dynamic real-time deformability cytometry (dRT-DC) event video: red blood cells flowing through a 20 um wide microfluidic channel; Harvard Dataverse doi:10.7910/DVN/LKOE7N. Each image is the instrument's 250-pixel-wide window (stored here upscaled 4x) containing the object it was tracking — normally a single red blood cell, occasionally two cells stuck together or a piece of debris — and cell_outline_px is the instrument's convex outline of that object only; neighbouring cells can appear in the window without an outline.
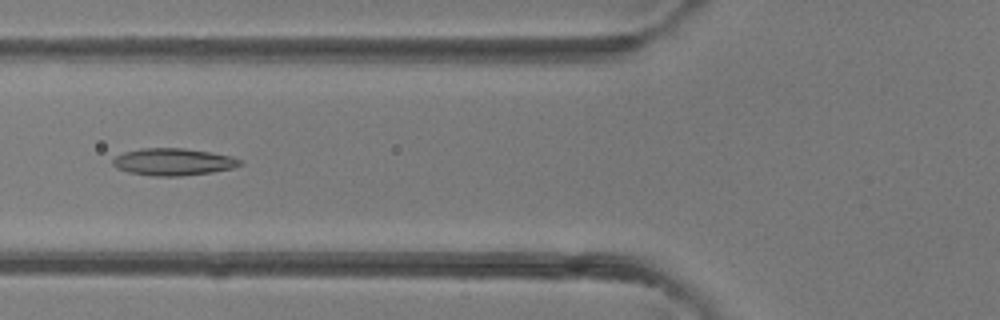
{"species": "common noctule bat (a hibernating species)", "species_latin": "Nyctalus noctula", "temperature_condition": "room temperature", "stored_images_in_passage": 41, "camera_frame_rate_fps": 3000, "um_per_image_px": 0.085, "animal": {"sex": "female"}, "frame": {"image": 1, "passage_image": 16, "time_ms": 5.0, "image_size_px": [1000, 320], "cell_outline_px": [[244, 164], [232, 168], [212, 172], [180, 176], [152, 176], [128, 172], [116, 168], [112, 164], [112, 160], [116, 156], [124, 152], [140, 148], [184, 148], [212, 152], [232, 156], [240, 160]], "centroid_in_image_um": [14.72, 13.75], "position_along_channel_um": 111.1, "area_um2": 20.23}}
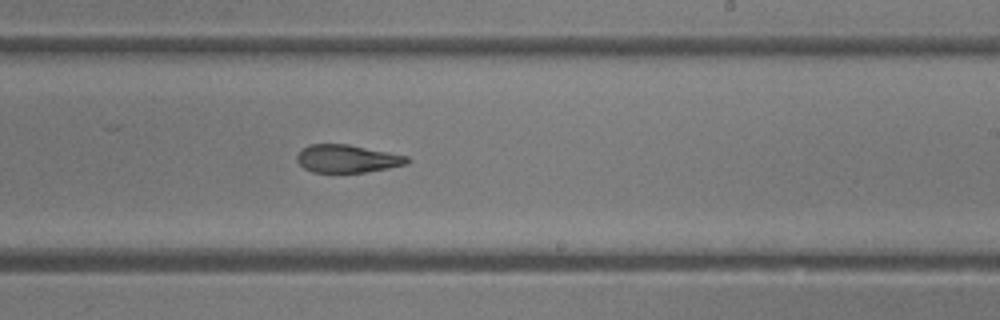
{"frame": {"image": 2, "passage_image": 25, "time_ms": 8.0, "image_size_px": [1000, 320], "cell_outline_px": [[412, 160], [408, 164], [388, 168], [364, 172], [312, 172], [304, 168], [296, 160], [296, 156], [304, 148], [312, 144], [348, 144], [408, 156]], "centroid_in_image_um": [29.55, 13.49], "position_along_channel_um": 259.5, "area_um2": 17.8}}
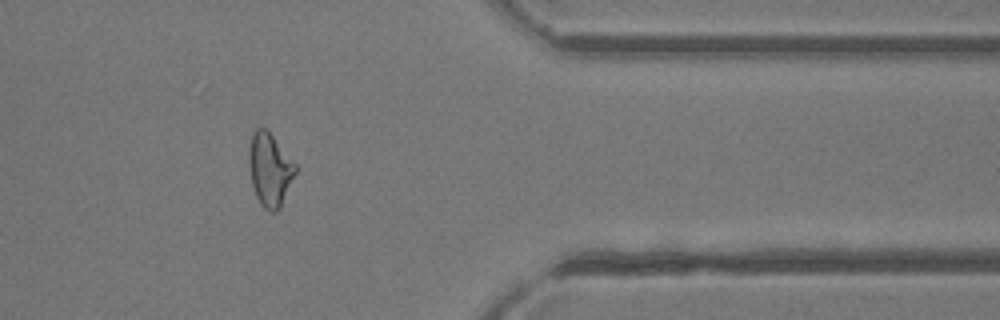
{"frame": {"image": 3, "passage_image": 34, "time_ms": 11.0, "image_size_px": [1000, 320], "cell_outline_px": [[296, 172], [280, 208], [276, 212], [268, 212], [260, 204], [256, 196], [252, 184], [248, 164], [248, 148], [252, 132], [256, 128], [264, 128], [272, 136], [296, 164]], "centroid_in_image_um": [22.91, 14.43], "position_along_channel_um": 388.5, "area_um2": 19.77}}